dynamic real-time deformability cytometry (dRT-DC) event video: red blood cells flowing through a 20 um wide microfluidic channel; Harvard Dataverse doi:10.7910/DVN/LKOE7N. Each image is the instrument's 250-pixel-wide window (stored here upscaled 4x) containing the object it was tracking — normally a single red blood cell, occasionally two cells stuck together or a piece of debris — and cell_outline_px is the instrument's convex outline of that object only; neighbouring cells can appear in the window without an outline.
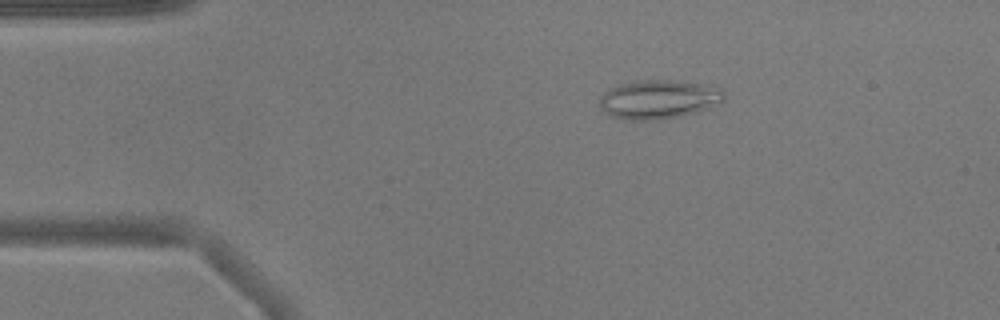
{"species": "common noctule bat (a hibernating species)", "species_latin": "Nyctalus noctula", "temperature_condition": "warm", "stored_images_in_passage": 45, "camera_frame_rate_fps": 3000, "um_per_image_px": 0.085, "animal": {"sex": "male", "body_mass_g": 17.9}, "frame": {"image": 1, "passage_image": 2, "time_ms": 0.333, "image_size_px": [1000, 320], "cell_outline_px": [[724, 100], [720, 104], [700, 112], [680, 116], [652, 120], [628, 120], [612, 116], [604, 112], [600, 108], [600, 96], [604, 92], [620, 84], [636, 80], [672, 80], [704, 84], [720, 88], [724, 92]], "centroid_in_image_um": [56.01, 8.45], "position_along_channel_um": 29.0, "area_um2": 28.44}}
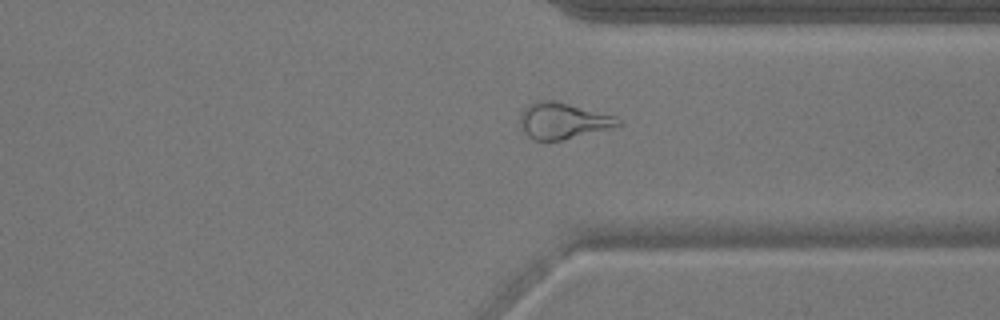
{"frame": {"image": 2, "passage_image": 32, "time_ms": 10.333, "image_size_px": [1000, 320], "cell_outline_px": [[624, 124], [564, 140], [532, 140], [524, 132], [520, 124], [520, 116], [524, 108], [528, 104], [540, 100], [556, 100], [616, 116]], "centroid_in_image_um": [47.84, 10.26], "position_along_channel_um": 363.6, "area_um2": 20.69}}
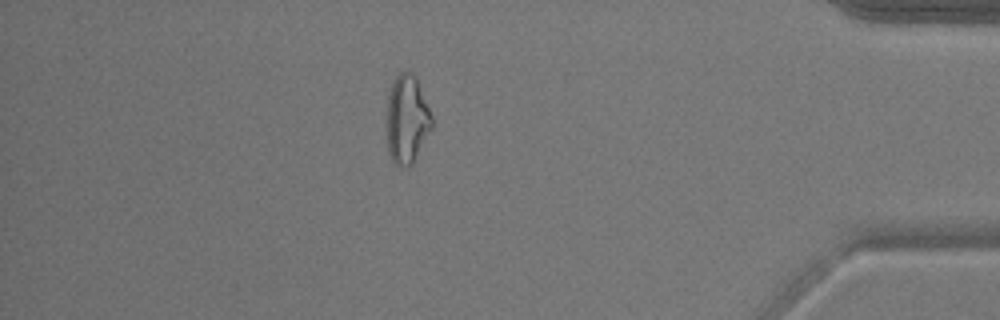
{"frame": {"image": 3, "passage_image": 38, "time_ms": 12.333, "image_size_px": [1000, 320], "cell_outline_px": [[432, 128], [412, 164], [408, 168], [396, 164], [392, 160], [388, 152], [388, 96], [392, 84], [396, 76], [400, 72], [412, 72], [416, 76], [432, 116]], "centroid_in_image_um": [34.61, 10.14], "position_along_channel_um": 400.6, "area_um2": 22.95}, "authors_computed_cell_mechanics": {"area_um2": 21.7906, "velocity_mm_per_s": 3.8648, "shape_relaxation_time_tau1_ms": null, "shape_relaxation_time_tau2_ms": 3.6126, "deformation_change_tau1": null, "deformation_change_tau2": 0.1383}}